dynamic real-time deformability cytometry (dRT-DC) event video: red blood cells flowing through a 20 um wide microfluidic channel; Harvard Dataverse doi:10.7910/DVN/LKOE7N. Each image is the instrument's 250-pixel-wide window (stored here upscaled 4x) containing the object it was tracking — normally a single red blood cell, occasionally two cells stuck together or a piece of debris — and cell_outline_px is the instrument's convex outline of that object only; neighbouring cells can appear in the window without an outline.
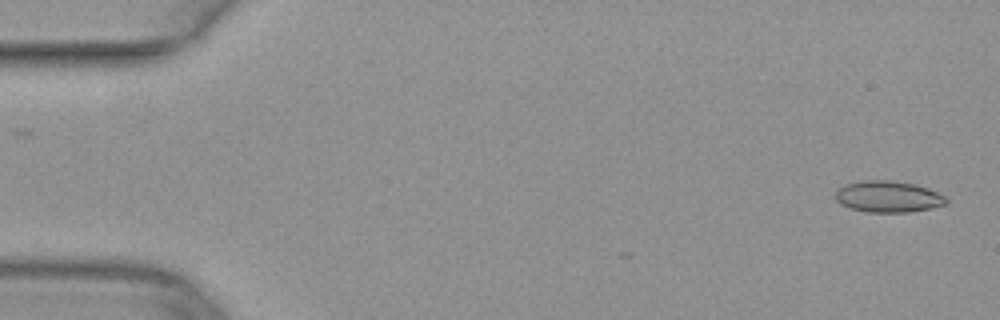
{"species": "common noctule bat (a hibernating species)", "species_latin": "Nyctalus noctula", "temperature_condition": "warm", "stored_images_in_passage": 5, "camera_frame_rate_fps": 3000, "um_per_image_px": 0.085, "animal": {"sex": "female", "body_mass_g": 29.2, "forearm_length_mm": 56.3}, "frame": {"image": 1, "passage_image": 1, "time_ms": 0.0, "image_size_px": [1000, 320], "cell_outline_px": [[948, 200], [944, 204], [928, 208], [908, 212], [868, 212], [852, 208], [840, 204], [836, 200], [836, 188], [844, 184], [860, 180], [892, 180], [916, 184], [928, 188], [944, 196]], "centroid_in_image_um": [75.44, 16.69], "position_along_channel_um": 9.6, "area_um2": 20.23}}